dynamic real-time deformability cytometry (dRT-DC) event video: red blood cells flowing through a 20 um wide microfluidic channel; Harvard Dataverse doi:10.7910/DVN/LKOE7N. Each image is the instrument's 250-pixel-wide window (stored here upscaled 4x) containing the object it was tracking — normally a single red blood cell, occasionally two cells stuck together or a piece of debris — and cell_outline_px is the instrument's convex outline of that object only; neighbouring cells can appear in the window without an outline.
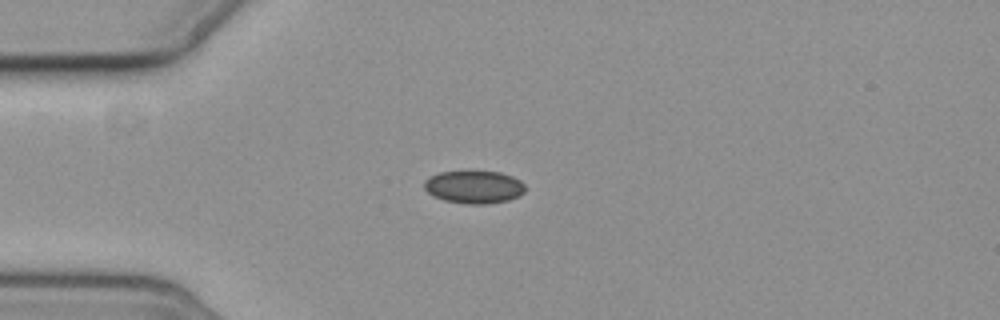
{"species": "common noctule bat (a hibernating species)", "species_latin": "Nyctalus noctula", "temperature_condition": "cold", "stored_images_in_passage": 3, "camera_frame_rate_fps": 3000, "um_per_image_px": 0.085, "animal": {"sex": "female", "body_mass_g": 19.3, "forearm_length_mm": 54.1}, "frame": {"image": 1, "passage_image": 1, "time_ms": 0.0, "image_size_px": [1000, 320], "cell_outline_px": [[524, 192], [520, 196], [508, 200], [488, 204], [468, 204], [444, 200], [432, 196], [424, 188], [424, 180], [440, 172], [500, 172], [512, 176], [520, 180], [524, 184]], "centroid_in_image_um": [40.3, 15.91], "position_along_channel_um": 44.7, "area_um2": 19.19}}
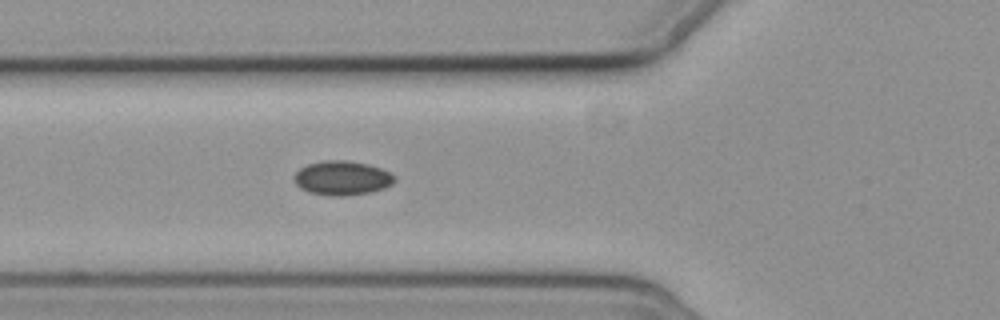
{"frame": {"image": 2, "passage_image": 3, "time_ms": 2.0, "image_size_px": [1000, 320], "cell_outline_px": [[396, 180], [392, 184], [384, 188], [372, 192], [344, 196], [328, 196], [308, 192], [300, 188], [296, 184], [292, 176], [300, 168], [308, 164], [324, 160], [344, 160], [368, 164], [392, 172], [396, 176]], "centroid_in_image_um": [29.09, 15.14], "position_along_channel_um": 96.7, "area_um2": 20.35}}